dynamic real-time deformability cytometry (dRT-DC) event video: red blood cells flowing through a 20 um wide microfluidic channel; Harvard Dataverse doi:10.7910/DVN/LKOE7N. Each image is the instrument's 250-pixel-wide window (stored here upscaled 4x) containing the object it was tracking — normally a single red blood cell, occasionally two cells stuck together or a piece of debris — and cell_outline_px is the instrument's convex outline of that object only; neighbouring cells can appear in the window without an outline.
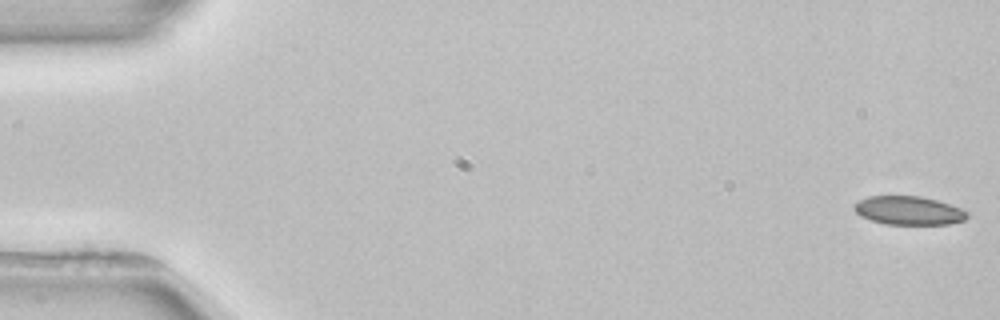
{"species": "common noctule bat (a hibernating species)", "species_latin": "Nyctalus noctula", "temperature_condition": "room temperature", "stored_images_in_passage": 6, "camera_frame_rate_fps": 3000, "um_per_image_px": 0.085, "animal": {"sex": "female", "body_mass_g": 22.7, "forearm_length_mm": 54.2}, "frame": {"image": 1, "passage_image": 1, "time_ms": 0.0, "image_size_px": [1000, 320], "cell_outline_px": [[968, 216], [964, 220], [948, 224], [884, 224], [860, 216], [852, 208], [852, 204], [868, 196], [920, 196], [936, 200], [960, 208], [968, 212]], "centroid_in_image_um": [77.2, 17.89], "position_along_channel_um": 7.8, "area_um2": 18.79}}